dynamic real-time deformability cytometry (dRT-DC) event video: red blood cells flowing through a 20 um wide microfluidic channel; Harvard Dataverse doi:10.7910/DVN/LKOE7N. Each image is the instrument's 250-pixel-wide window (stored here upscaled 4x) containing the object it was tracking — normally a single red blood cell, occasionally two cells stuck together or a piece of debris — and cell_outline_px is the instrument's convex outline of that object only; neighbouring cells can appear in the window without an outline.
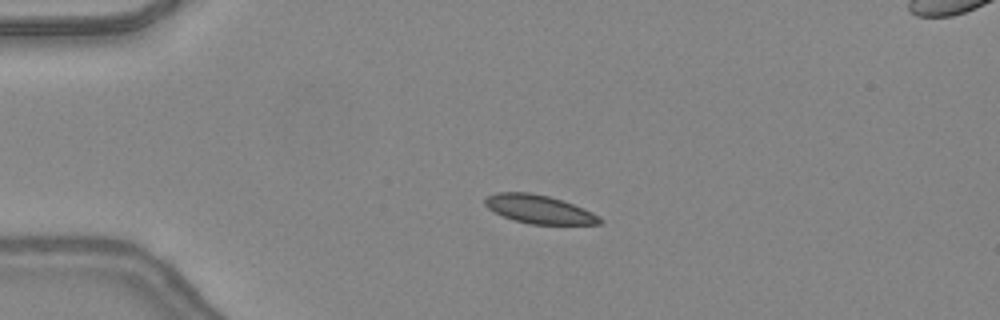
{"species": "common noctule bat (a hibernating species)", "species_latin": "Nyctalus noctula", "temperature_condition": "warm", "stored_images_in_passage": 37, "camera_frame_rate_fps": 3000, "um_per_image_px": 0.085, "animal": {"sex": "female", "body_mass_g": 24.6, "forearm_length_mm": 56.2}, "frame": {"image": 1, "passage_image": 1, "time_ms": 0.0, "image_size_px": [1000, 320], "cell_outline_px": [[604, 220], [600, 224], [532, 224], [512, 220], [488, 208], [484, 204], [484, 200], [488, 196], [496, 192], [528, 192], [548, 196], [584, 208], [600, 216]], "centroid_in_image_um": [45.83, 17.79], "position_along_channel_um": 39.2, "area_um2": 18.9}}
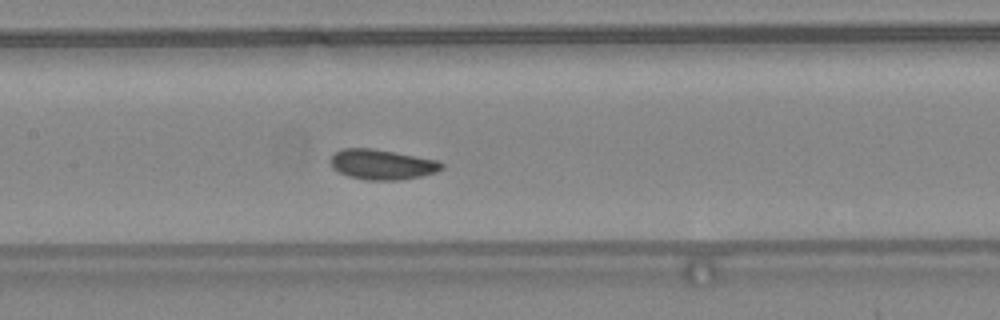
{"frame": {"image": 2, "passage_image": 13, "time_ms": 4.0, "image_size_px": [1000, 320], "cell_outline_px": [[444, 168], [436, 172], [420, 176], [400, 180], [364, 180], [348, 176], [332, 168], [332, 156], [336, 152], [344, 148], [372, 148], [436, 160], [444, 164]], "centroid_in_image_um": [32.48, 13.99], "position_along_channel_um": 174.9, "area_um2": 19.31}}
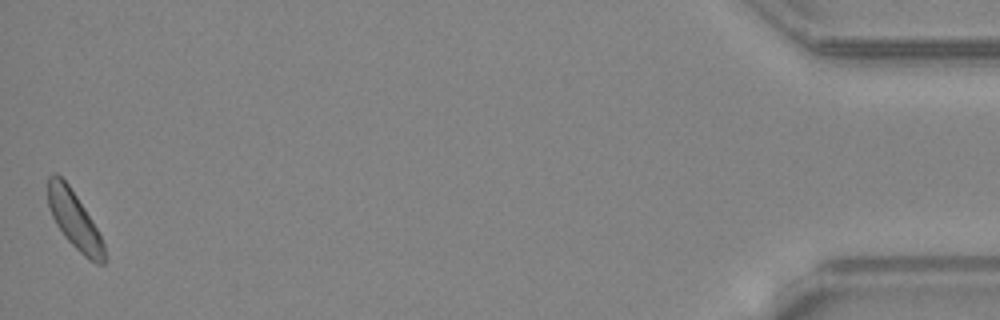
{"frame": {"image": 3, "passage_image": 37, "time_ms": 12.0, "image_size_px": [1000, 320], "cell_outline_px": [[104, 264], [96, 264], [88, 260], [64, 236], [56, 224], [52, 216], [48, 204], [48, 176], [52, 172], [56, 172], [68, 184], [84, 208], [96, 228], [104, 244]], "centroid_in_image_um": [6.3, 18.69], "position_along_channel_um": 428.9, "area_um2": 18.5}, "authors_computed_cell_mechanics": {"area_um2": 19.0162, "velocity_mm_per_s": 4.3449, "shape_relaxation_time_tau1_ms": 2.5754, "shape_relaxation_time_tau2_ms": null, "deformation_change_tau1": 0.0562, "deformation_change_tau2": null}}